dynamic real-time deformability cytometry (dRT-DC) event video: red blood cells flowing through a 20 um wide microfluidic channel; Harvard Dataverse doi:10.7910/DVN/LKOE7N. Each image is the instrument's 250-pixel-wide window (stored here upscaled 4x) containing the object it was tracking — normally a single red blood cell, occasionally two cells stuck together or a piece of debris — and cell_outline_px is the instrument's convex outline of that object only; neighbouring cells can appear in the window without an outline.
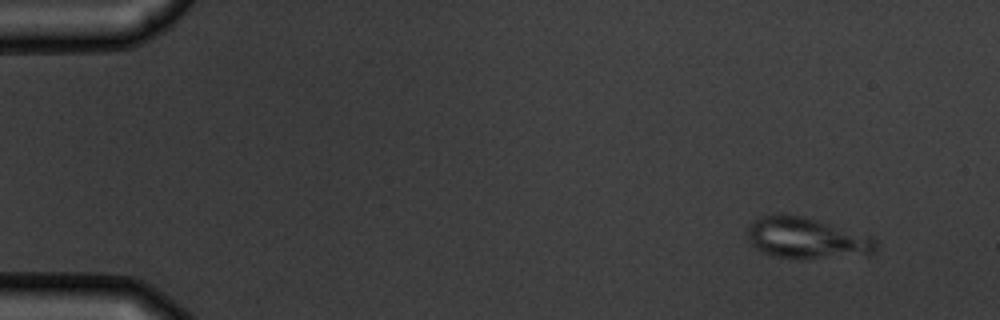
{"species": "common noctule bat (a hibernating species)", "species_latin": "Nyctalus noctula", "temperature_condition": "warm", "stored_images_in_passage": 6, "camera_frame_rate_fps": 3000, "um_per_image_px": 0.085, "animal": {"sex": "male", "body_mass_g": 19.5, "forearm_length_mm": 54.6}, "frame": {"image": 1, "passage_image": 1, "time_ms": 0.0, "image_size_px": [1000, 320], "cell_outline_px": [[876, 252], [868, 256], [772, 256], [760, 252], [752, 244], [748, 236], [748, 224], [760, 216], [780, 212], [784, 212], [800, 216], [872, 236], [876, 240]], "centroid_in_image_um": [68.54, 20.2], "position_along_channel_um": 16.5, "area_um2": 30.23}}